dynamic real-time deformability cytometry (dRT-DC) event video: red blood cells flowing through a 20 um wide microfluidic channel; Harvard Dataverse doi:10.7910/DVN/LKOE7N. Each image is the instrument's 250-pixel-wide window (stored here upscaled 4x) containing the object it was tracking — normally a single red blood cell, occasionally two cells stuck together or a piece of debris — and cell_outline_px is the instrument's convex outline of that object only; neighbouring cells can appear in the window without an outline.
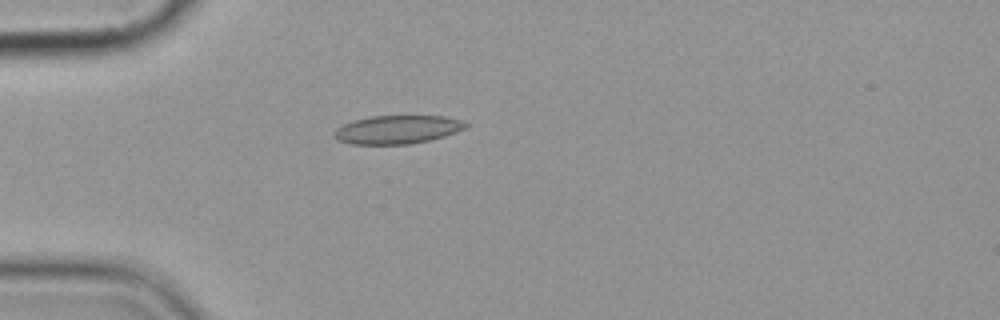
{"species": "common noctule bat (a hibernating species)", "species_latin": "Nyctalus noctula", "temperature_condition": "cold", "stored_images_in_passage": 2, "camera_frame_rate_fps": 3000, "um_per_image_px": 0.085, "animal": {"sex": "female", "body_mass_g": 19.9}, "frame": {"image": 1, "passage_image": 2, "time_ms": 1.0, "image_size_px": [1000, 320], "cell_outline_px": [[468, 128], [444, 136], [428, 140], [408, 144], [352, 144], [340, 140], [332, 136], [336, 128], [344, 124], [356, 120], [372, 116], [444, 116], [460, 120], [468, 124]], "centroid_in_image_um": [33.79, 11.01], "position_along_channel_um": 51.2, "area_um2": 21.56}}